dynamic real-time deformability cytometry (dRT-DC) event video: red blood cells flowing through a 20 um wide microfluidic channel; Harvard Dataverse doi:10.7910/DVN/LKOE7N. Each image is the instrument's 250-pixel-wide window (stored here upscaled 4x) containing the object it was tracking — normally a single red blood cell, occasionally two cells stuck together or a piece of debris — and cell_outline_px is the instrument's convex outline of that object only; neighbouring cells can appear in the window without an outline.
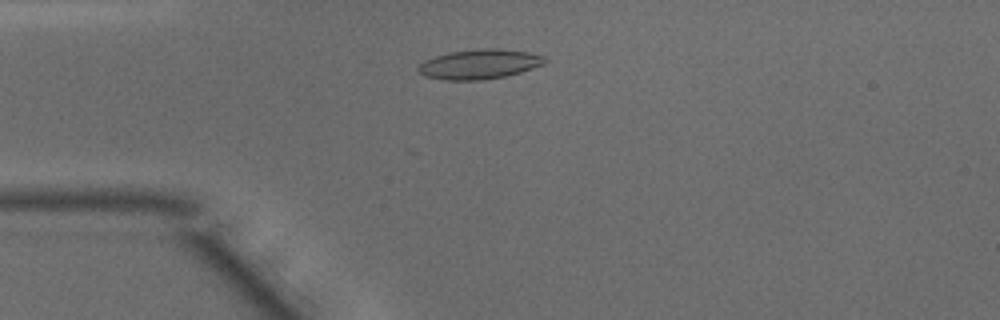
{"species": "common noctule bat (a hibernating species)", "species_latin": "Nyctalus noctula", "temperature_condition": "warm", "stored_images_in_passage": 46, "camera_frame_rate_fps": 3000, "um_per_image_px": 0.085, "animal": {"sex": "male", "body_mass_g": 15.6}, "frame": {"image": 1, "passage_image": 10, "time_ms": 3.0, "image_size_px": [1000, 320], "cell_outline_px": [[548, 60], [544, 64], [520, 72], [504, 76], [484, 80], [444, 80], [424, 76], [416, 72], [416, 68], [424, 60], [448, 52], [484, 48], [496, 48], [528, 52], [544, 56]], "centroid_in_image_um": [40.71, 5.46], "position_along_channel_um": 44.3, "area_um2": 22.02}}
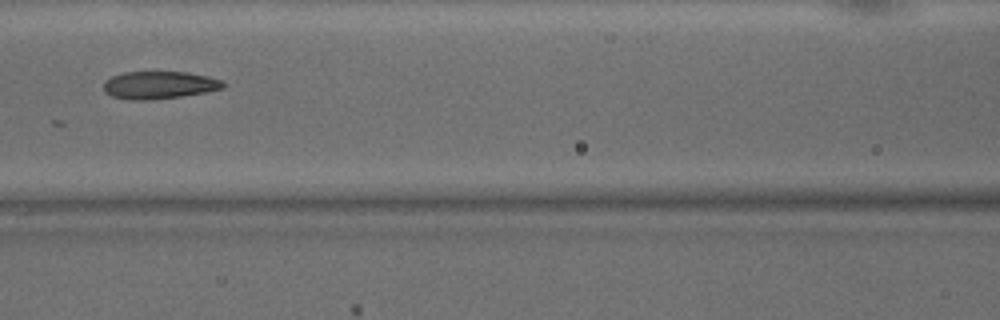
{"frame": {"image": 2, "passage_image": 19, "time_ms": 6.0, "image_size_px": [1000, 320], "cell_outline_px": [[224, 88], [204, 92], [180, 96], [152, 100], [128, 100], [112, 96], [104, 92], [104, 80], [112, 76], [124, 72], [184, 72], [208, 76], [224, 80]], "centroid_in_image_um": [13.51, 7.23], "position_along_channel_um": 153.1, "area_um2": 19.25}}
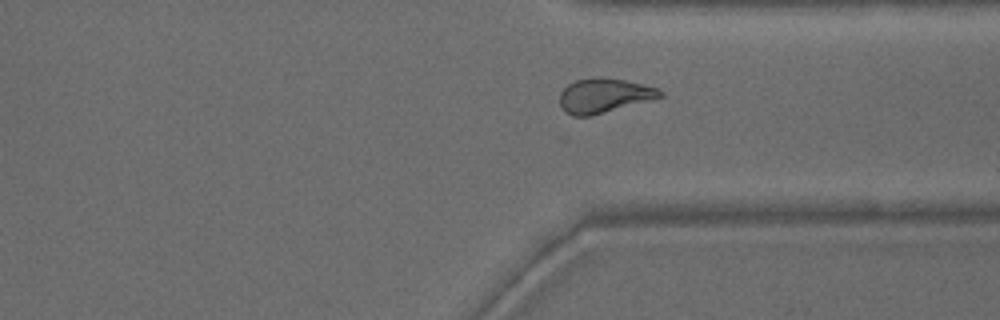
{"frame": {"image": 3, "passage_image": 34, "time_ms": 11.0, "image_size_px": [1000, 320], "cell_outline_px": [[664, 96], [592, 116], [572, 116], [564, 112], [560, 104], [560, 92], [568, 84], [576, 80], [600, 76], [624, 80], [660, 88], [664, 92]], "centroid_in_image_um": [51.34, 8.12], "position_along_channel_um": 360.1, "area_um2": 20.29}}